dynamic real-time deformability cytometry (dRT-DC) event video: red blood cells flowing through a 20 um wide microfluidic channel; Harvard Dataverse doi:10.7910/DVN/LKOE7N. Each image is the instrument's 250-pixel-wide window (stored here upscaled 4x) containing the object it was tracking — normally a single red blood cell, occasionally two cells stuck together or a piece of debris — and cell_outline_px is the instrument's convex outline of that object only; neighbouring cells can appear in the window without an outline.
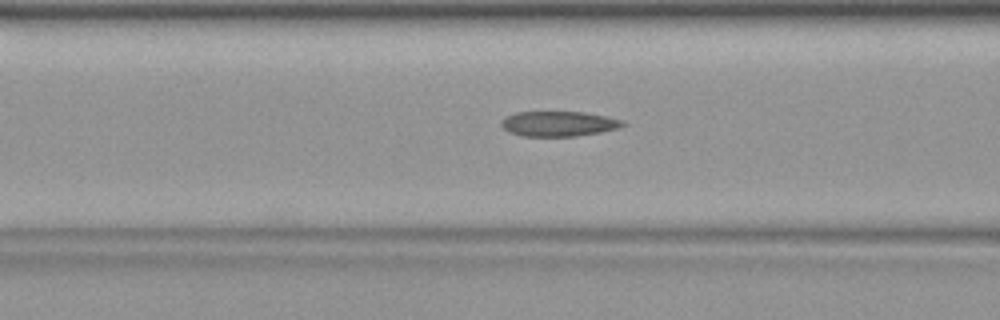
{"species": "common noctule bat (a hibernating species)", "species_latin": "Nyctalus noctula", "temperature_condition": "warm", "stored_images_in_passage": 41, "camera_frame_rate_fps": 3000, "um_per_image_px": 0.085, "animal": {"sex": "female", "body_mass_g": 19.9}, "frame": {"image": 1, "passage_image": 16, "time_ms": 5.0, "image_size_px": [1000, 320], "cell_outline_px": [[628, 124], [620, 128], [600, 132], [576, 136], [520, 136], [508, 132], [500, 124], [500, 120], [504, 116], [516, 112], [584, 112], [624, 120]], "centroid_in_image_um": [47.47, 10.52], "position_along_channel_um": 119.1, "area_um2": 17.98}}
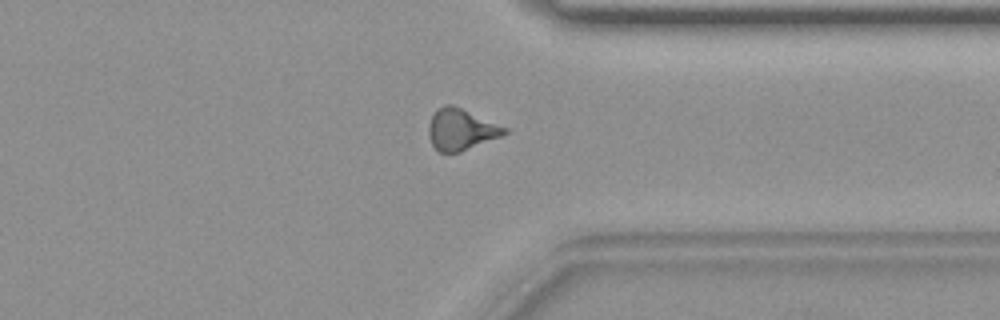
{"frame": {"image": 2, "passage_image": 32, "time_ms": 10.333, "image_size_px": [1000, 320], "cell_outline_px": [[508, 132], [500, 136], [460, 152], [440, 152], [432, 144], [428, 136], [428, 124], [436, 108], [444, 104], [452, 104], [508, 128]], "centroid_in_image_um": [39.15, 10.98], "position_along_channel_um": 372.2, "area_um2": 18.15}}
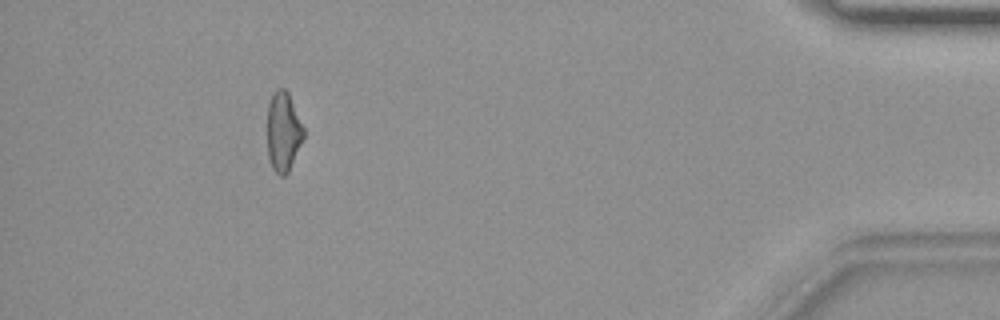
{"frame": {"image": 3, "passage_image": 38, "time_ms": 12.333, "image_size_px": [1000, 320], "cell_outline_px": [[304, 136], [288, 172], [284, 176], [280, 176], [272, 168], [268, 156], [268, 104], [272, 92], [276, 88], [284, 88], [288, 92], [304, 128]], "centroid_in_image_um": [24.07, 11.17], "position_along_channel_um": 411.1, "area_um2": 16.7}}